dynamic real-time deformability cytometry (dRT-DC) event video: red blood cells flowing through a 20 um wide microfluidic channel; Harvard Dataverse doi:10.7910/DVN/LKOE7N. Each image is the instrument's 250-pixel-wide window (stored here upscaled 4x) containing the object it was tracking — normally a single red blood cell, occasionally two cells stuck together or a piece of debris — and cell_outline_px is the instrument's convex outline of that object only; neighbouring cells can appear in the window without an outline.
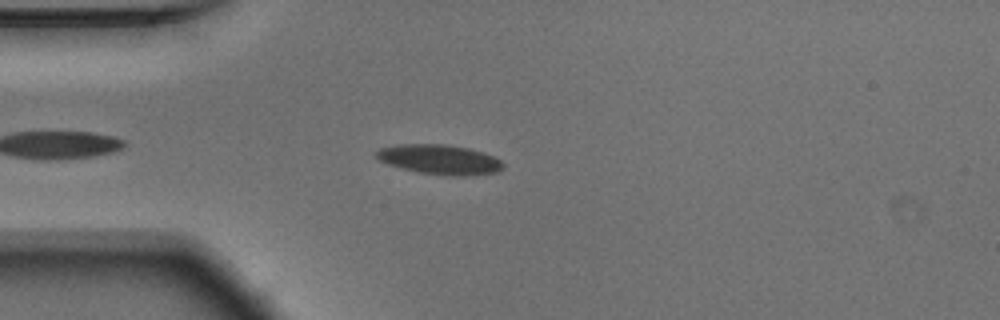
{"species": "Egyptian fruit bat (a non-hibernating species)", "species_latin": "Rousettus aegyptiacus", "temperature_condition": "warm", "stored_images_in_passage": 28, "camera_frame_rate_fps": 3000, "um_per_image_px": 0.085, "animal": {"sex": "male"}, "frame": {"image": 1, "passage_image": 7, "time_ms": 2.0, "image_size_px": [1000, 320], "cell_outline_px": [[504, 168], [496, 172], [464, 176], [448, 176], [420, 172], [388, 164], [380, 160], [376, 156], [376, 152], [380, 148], [396, 144], [448, 144], [468, 148], [484, 152], [500, 160], [504, 164]], "centroid_in_image_um": [37.39, 13.55], "position_along_channel_um": 47.6, "area_um2": 21.91}}
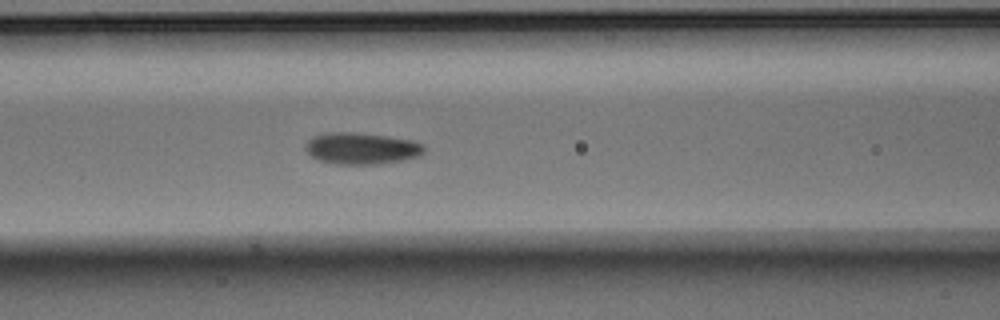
{"frame": {"image": 2, "passage_image": 15, "time_ms": 4.667, "image_size_px": [1000, 320], "cell_outline_px": [[424, 152], [420, 156], [404, 160], [376, 164], [336, 164], [320, 160], [312, 156], [304, 148], [304, 144], [312, 136], [332, 132], [352, 132], [384, 136], [412, 140], [424, 144]], "centroid_in_image_um": [30.73, 12.61], "position_along_channel_um": 135.9, "area_um2": 21.79}}
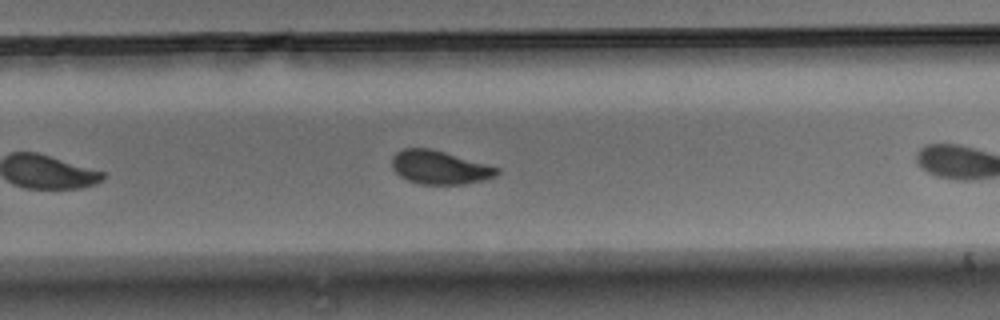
{"frame": {"image": 3, "passage_image": 24, "time_ms": 7.667, "image_size_px": [1000, 320], "cell_outline_px": [[500, 172], [496, 176], [484, 180], [464, 184], [420, 184], [408, 180], [400, 176], [392, 168], [392, 156], [396, 152], [404, 148], [432, 148], [500, 168]], "centroid_in_image_um": [37.37, 14.22], "position_along_channel_um": 292.4, "area_um2": 20.58}}